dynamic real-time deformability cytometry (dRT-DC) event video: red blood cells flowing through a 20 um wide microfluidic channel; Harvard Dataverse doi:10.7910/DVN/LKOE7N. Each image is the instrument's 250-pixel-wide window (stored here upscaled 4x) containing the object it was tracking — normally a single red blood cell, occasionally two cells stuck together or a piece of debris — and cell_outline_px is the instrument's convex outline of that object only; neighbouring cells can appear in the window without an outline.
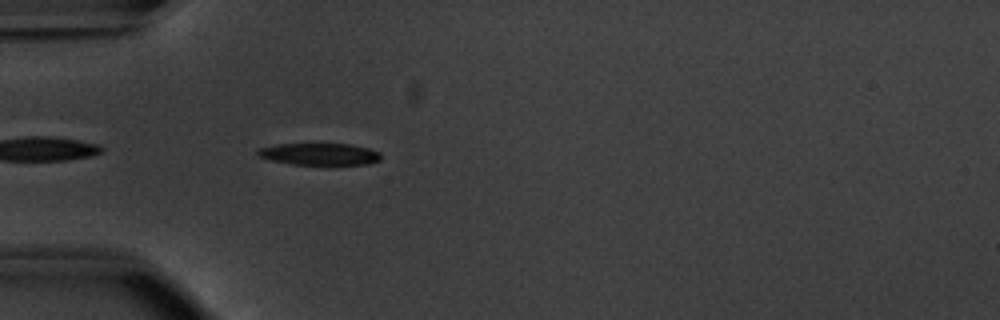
{"species": "common noctule bat (a hibernating species)", "species_latin": "Nyctalus noctula", "temperature_condition": "warm", "stored_images_in_passage": 6, "camera_frame_rate_fps": 3000, "um_per_image_px": 0.085, "animal": {"sex": "male", "body_mass_g": 20.1, "forearm_length_mm": 53.5}, "frame": {"image": 1, "passage_image": 3, "time_ms": 0.667, "image_size_px": [1000, 320], "cell_outline_px": [[380, 160], [368, 164], [292, 164], [272, 160], [256, 156], [256, 152], [260, 148], [276, 144], [348, 144], [368, 148], [380, 152]], "centroid_in_image_um": [27.14, 13.09], "position_along_channel_um": 57.9, "area_um2": 15.55}}